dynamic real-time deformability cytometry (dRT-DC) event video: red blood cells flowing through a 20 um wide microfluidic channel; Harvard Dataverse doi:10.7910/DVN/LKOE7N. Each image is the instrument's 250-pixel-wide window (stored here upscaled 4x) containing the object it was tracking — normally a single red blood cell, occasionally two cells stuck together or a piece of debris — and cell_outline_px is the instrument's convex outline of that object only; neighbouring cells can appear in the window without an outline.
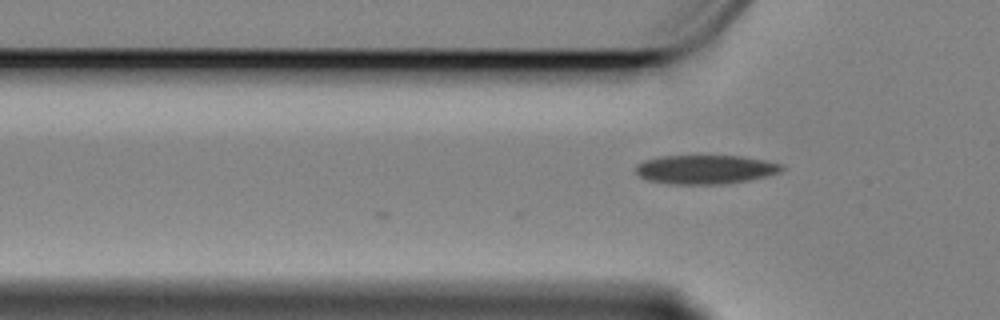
{"species": "Egyptian fruit bat (a non-hibernating species)", "species_latin": "Rousettus aegyptiacus", "temperature_condition": "cold", "stored_images_in_passage": 3, "camera_frame_rate_fps": 3000, "um_per_image_px": 0.085, "animal": {"sex": "female"}, "frame": {"image": 1, "passage_image": 3, "time_ms": 0.667, "image_size_px": [1000, 320], "cell_outline_px": [[784, 168], [780, 172], [748, 180], [720, 184], [668, 184], [648, 180], [640, 176], [636, 172], [636, 164], [644, 160], [664, 156], [740, 156], [764, 160], [784, 164]], "centroid_in_image_um": [59.95, 14.4], "position_along_channel_um": 65.9, "area_um2": 24.51}}